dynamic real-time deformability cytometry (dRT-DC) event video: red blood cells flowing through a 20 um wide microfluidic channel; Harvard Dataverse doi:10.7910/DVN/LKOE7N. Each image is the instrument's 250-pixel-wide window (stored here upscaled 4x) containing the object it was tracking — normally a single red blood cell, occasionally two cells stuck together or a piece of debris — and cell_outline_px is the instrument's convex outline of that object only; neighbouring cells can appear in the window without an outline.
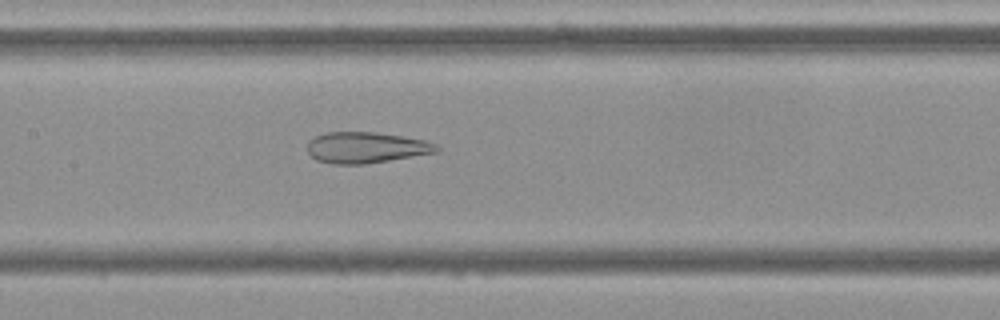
{"species": "Egyptian fruit bat (a non-hibernating species)", "species_latin": "Rousettus aegyptiacus", "temperature_condition": "cold", "stored_images_in_passage": 53, "camera_frame_rate_fps": 3000, "um_per_image_px": 0.085, "frame": {"image": 1, "passage_image": 25, "time_ms": 8.0, "image_size_px": [1000, 320], "cell_outline_px": [[440, 152], [364, 164], [332, 164], [316, 160], [308, 152], [308, 140], [316, 136], [328, 132], [376, 132], [424, 140], [436, 144], [440, 148]], "centroid_in_image_um": [31.12, 12.54], "position_along_channel_um": 176.3, "area_um2": 23.35}}
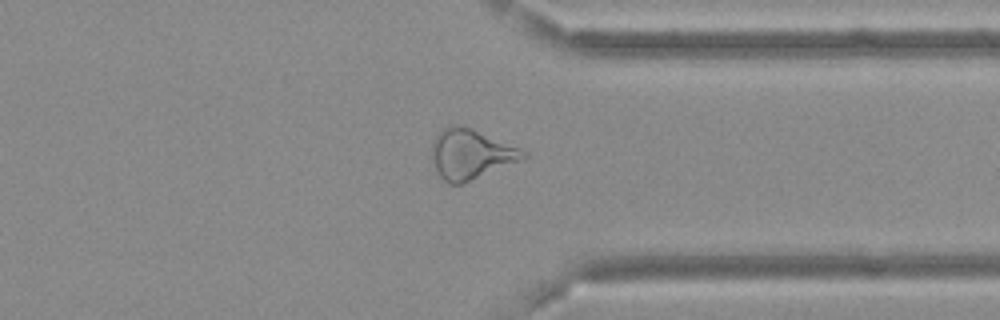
{"frame": {"image": 2, "passage_image": 41, "time_ms": 13.333, "image_size_px": [1000, 320], "cell_outline_px": [[528, 156], [524, 160], [464, 184], [448, 184], [440, 176], [432, 160], [432, 140], [444, 128], [452, 124], [460, 124], [472, 128], [520, 148], [528, 152]], "centroid_in_image_um": [40.05, 13.11], "position_along_channel_um": 371.3, "area_um2": 26.99}}
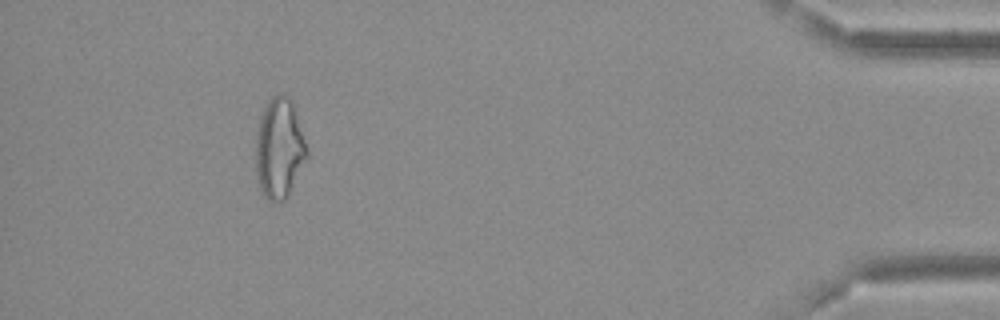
{"frame": {"image": 3, "passage_image": 49, "time_ms": 16.0, "image_size_px": [1000, 320], "cell_outline_px": [[308, 156], [284, 200], [280, 204], [268, 200], [260, 192], [256, 172], [256, 132], [260, 116], [264, 108], [272, 96], [276, 92], [284, 92], [292, 100], [308, 152]], "centroid_in_image_um": [23.71, 12.59], "position_along_channel_um": 411.5, "area_um2": 29.94}, "authors_computed_cell_mechanics": {"area_um2": 28.5532, "velocity_mm_per_s": 3.702, "shape_relaxation_time_tau1_ms": null, "shape_relaxation_time_tau2_ms": 1.8709, "deformation_change_tau1": null, "deformation_change_tau2": 0.1277}}